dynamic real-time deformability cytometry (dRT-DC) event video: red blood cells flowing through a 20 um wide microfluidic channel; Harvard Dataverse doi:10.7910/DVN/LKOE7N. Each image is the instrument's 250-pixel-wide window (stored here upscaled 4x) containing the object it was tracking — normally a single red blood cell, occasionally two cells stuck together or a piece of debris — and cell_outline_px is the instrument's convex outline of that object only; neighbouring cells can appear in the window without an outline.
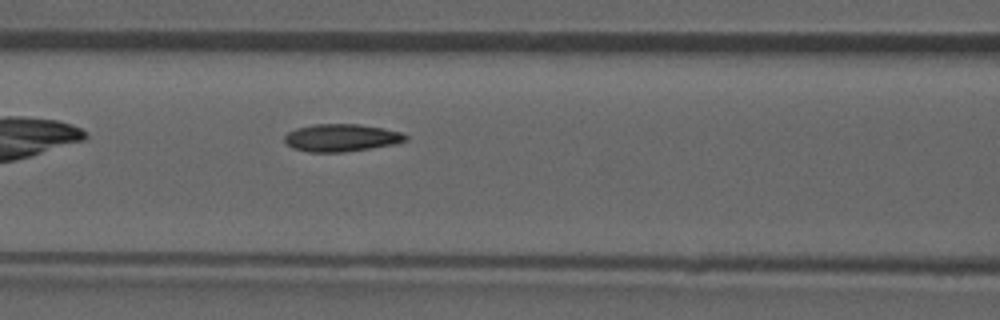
{"species": "common noctule bat (a hibernating species)", "species_latin": "Nyctalus noctula", "temperature_condition": "room temperature", "stored_images_in_passage": 6, "camera_frame_rate_fps": 3000, "um_per_image_px": 0.085, "animal": {"sex": "male", "forearm_length_mm": 52.5}, "frame": {"image": 1, "passage_image": 6, "time_ms": 6.0, "image_size_px": [1000, 320], "cell_outline_px": [[408, 140], [396, 144], [344, 152], [308, 152], [292, 148], [284, 140], [284, 136], [288, 132], [296, 128], [312, 124], [360, 124], [384, 128], [404, 132], [408, 136]], "centroid_in_image_um": [29.05, 11.7], "position_along_channel_um": 137.6, "area_um2": 19.65}}